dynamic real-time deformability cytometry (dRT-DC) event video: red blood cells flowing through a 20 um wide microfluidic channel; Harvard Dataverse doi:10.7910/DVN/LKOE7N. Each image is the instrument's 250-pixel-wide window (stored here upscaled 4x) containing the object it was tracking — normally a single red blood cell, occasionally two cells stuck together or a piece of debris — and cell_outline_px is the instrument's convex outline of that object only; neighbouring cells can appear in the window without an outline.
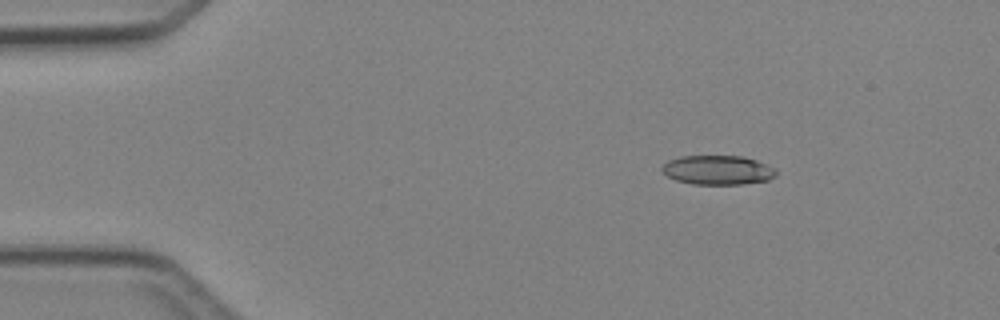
{"species": "Egyptian fruit bat (a non-hibernating species)", "species_latin": "Rousettus aegyptiacus", "temperature_condition": "cold", "stored_images_in_passage": 3, "camera_frame_rate_fps": 3000, "um_per_image_px": 0.085, "animal": {"sex": "female"}, "frame": {"image": 1, "passage_image": 1, "time_ms": 0.0, "image_size_px": [1000, 320], "cell_outline_px": [[776, 176], [768, 180], [740, 184], [692, 184], [676, 180], [668, 176], [660, 168], [668, 160], [680, 156], [744, 156], [756, 160], [776, 168]], "centroid_in_image_um": [61.02, 14.45], "position_along_channel_um": 24.0, "area_um2": 19.48}}
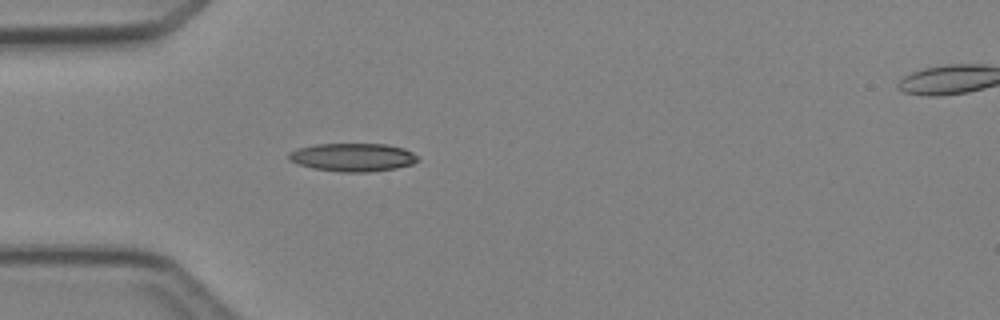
{"frame": {"image": 2, "passage_image": 3, "time_ms": 2.333, "image_size_px": [1000, 320], "cell_outline_px": [[420, 160], [412, 164], [396, 168], [368, 172], [340, 172], [312, 168], [296, 164], [288, 160], [288, 152], [300, 148], [316, 144], [388, 144], [404, 148], [420, 156]], "centroid_in_image_um": [30.0, 13.37], "position_along_channel_um": 55.0, "area_um2": 21.44}}